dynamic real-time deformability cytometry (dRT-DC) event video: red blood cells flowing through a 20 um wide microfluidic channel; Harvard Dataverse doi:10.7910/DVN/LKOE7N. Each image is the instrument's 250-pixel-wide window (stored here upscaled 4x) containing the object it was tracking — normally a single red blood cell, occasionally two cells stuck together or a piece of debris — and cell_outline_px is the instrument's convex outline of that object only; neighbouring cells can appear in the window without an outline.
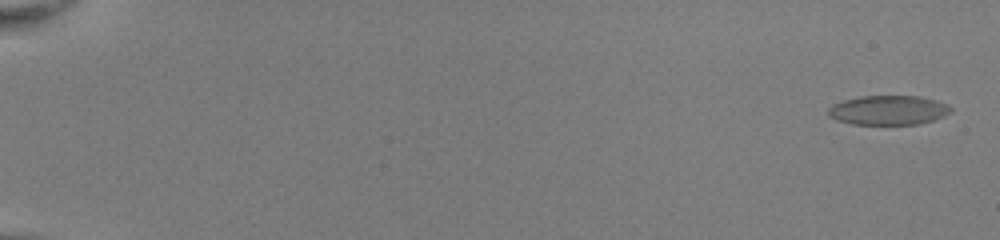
{"species": "common noctule bat (a hibernating species)", "species_latin": "Nyctalus noctula", "temperature_condition": "room temperature", "stored_images_in_passage": 54, "camera_frame_rate_fps": 3000, "um_per_image_px": 0.085, "animal": {"sex": "female", "body_mass_g": 22.0, "forearm_length_mm": 56.7}, "frame": {"image": 1, "passage_image": 2, "time_ms": 0.333, "image_size_px": [1000, 240], "cell_outline_px": [[952, 108], [948, 112], [932, 120], [916, 124], [852, 124], [836, 120], [828, 116], [828, 108], [832, 104], [844, 100], [864, 96], [916, 96], [932, 100], [944, 104]], "centroid_in_image_um": [75.4, 9.37], "position_along_channel_um": 9.6, "area_um2": 20.52}}
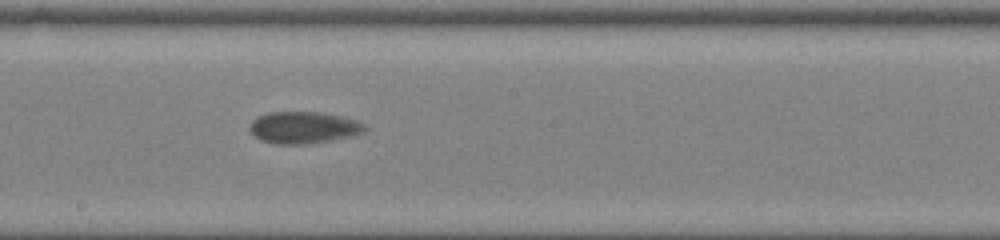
{"frame": {"image": 2, "passage_image": 33, "time_ms": 10.667, "image_size_px": [1000, 240], "cell_outline_px": [[364, 132], [328, 140], [304, 144], [276, 144], [260, 140], [252, 132], [252, 120], [260, 116], [272, 112], [320, 112], [340, 116], [364, 124]], "centroid_in_image_um": [25.76, 10.84], "position_along_channel_um": 222.4, "area_um2": 20.58}}
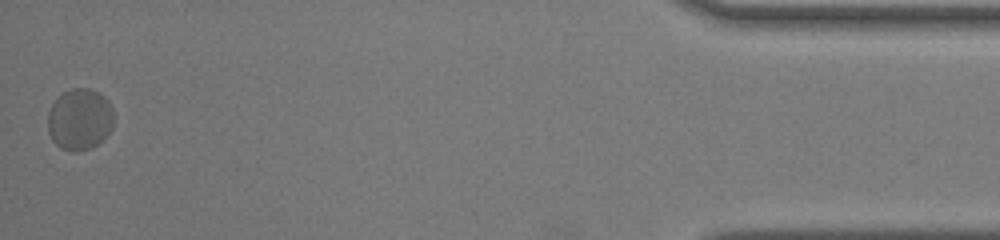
{"frame": {"image": 3, "passage_image": 54, "time_ms": 17.667, "image_size_px": [1000, 240], "cell_outline_px": [[112, 128], [96, 144], [88, 148], [76, 152], [68, 152], [60, 148], [52, 140], [48, 132], [48, 112], [52, 104], [64, 92], [72, 88], [88, 88], [104, 96], [108, 100], [112, 108]], "centroid_in_image_um": [6.74, 10.15], "position_along_channel_um": 428.5, "area_um2": 23.41}, "authors_computed_cell_mechanics": {"area_um2": 20.3167, "velocity_mm_per_s": 3.9379, "shape_relaxation_time_tau1_ms": 3.6578, "shape_relaxation_time_tau2_ms": null, "deformation_change_tau1": 0.0938, "deformation_change_tau2": null}}